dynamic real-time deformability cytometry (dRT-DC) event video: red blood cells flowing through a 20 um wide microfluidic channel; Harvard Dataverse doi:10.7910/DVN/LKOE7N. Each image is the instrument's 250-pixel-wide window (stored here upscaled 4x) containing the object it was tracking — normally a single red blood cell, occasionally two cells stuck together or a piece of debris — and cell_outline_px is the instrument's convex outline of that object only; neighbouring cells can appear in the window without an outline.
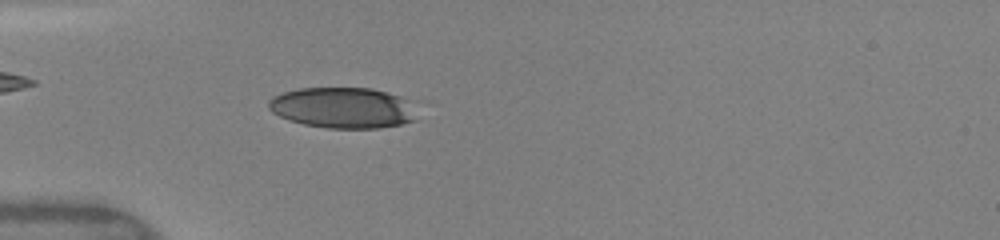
{"species": "human", "species_latin": "Homo sapiens", "temperature_condition": "warm", "stored_images_in_passage": 48, "camera_frame_rate_fps": 3000, "um_per_image_px": 0.085, "donor": {"sex": "female"}, "frame": {"image": 1, "passage_image": 14, "time_ms": 4.333, "image_size_px": [1000, 240], "cell_outline_px": [[416, 120], [400, 124], [380, 128], [328, 128], [304, 124], [288, 120], [272, 112], [268, 108], [268, 100], [272, 96], [284, 92], [300, 88], [372, 88], [388, 92], [400, 96], [408, 100]], "centroid_in_image_um": [29.1, 9.15], "position_along_channel_um": 55.9, "area_um2": 35.2}}
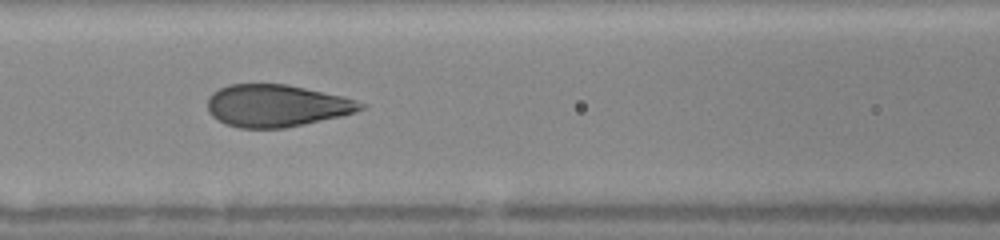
{"frame": {"image": 2, "passage_image": 21, "time_ms": 6.667, "image_size_px": [1000, 240], "cell_outline_px": [[368, 104], [364, 108], [356, 112], [340, 116], [304, 124], [284, 128], [240, 128], [224, 124], [212, 116], [208, 112], [208, 96], [212, 92], [228, 84], [288, 84], [340, 96]], "centroid_in_image_um": [23.47, 8.98], "position_along_channel_um": 143.1, "area_um2": 37.63}}
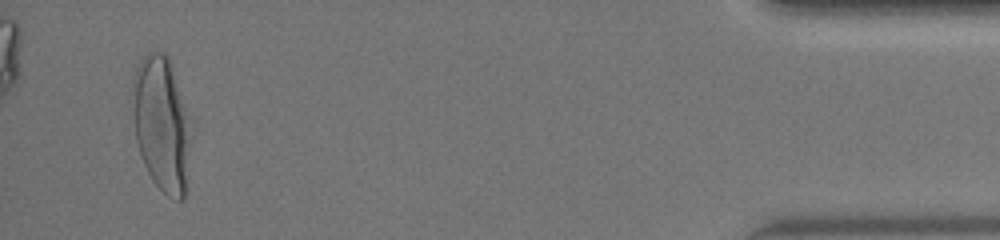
{"frame": {"image": 3, "passage_image": 46, "time_ms": 15.0, "image_size_px": [1000, 240], "cell_outline_px": [[188, 144], [184, 196], [180, 200], [176, 200], [168, 196], [152, 180], [144, 164], [136, 140], [132, 84], [132, 76], [140, 60], [148, 52], [164, 52], [168, 56], [188, 116]], "centroid_in_image_um": [13.68, 10.48], "position_along_channel_um": 421.5, "area_um2": 44.39}, "authors_computed_cell_mechanics": {"area_um2": 38.3503, "velocity_mm_per_s": 4.1416, "shape_relaxation_time_tau1_ms": 4.5235, "shape_relaxation_time_tau2_ms": null, "deformation_change_tau1": 0.2169, "deformation_change_tau2": null}}